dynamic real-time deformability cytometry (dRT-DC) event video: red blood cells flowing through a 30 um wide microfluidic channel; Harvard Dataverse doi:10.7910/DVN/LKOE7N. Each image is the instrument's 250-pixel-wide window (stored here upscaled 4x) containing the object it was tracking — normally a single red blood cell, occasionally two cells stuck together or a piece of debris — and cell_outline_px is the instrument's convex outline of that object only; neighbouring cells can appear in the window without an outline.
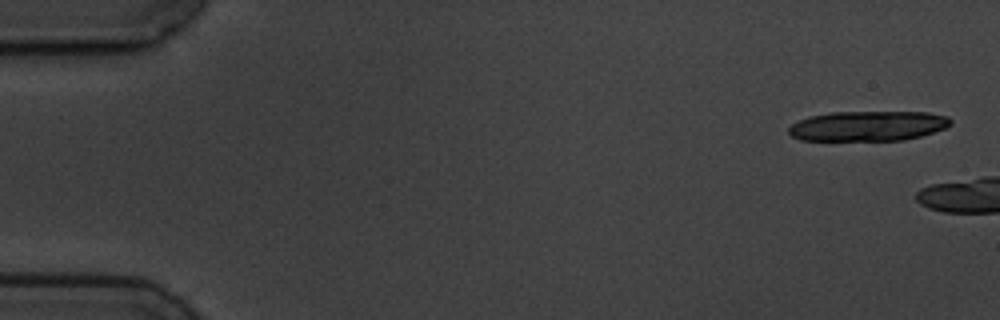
{"species": "common noctule bat (a hibernating species)", "species_latin": "Nyctalus noctula", "temperature_condition": "cold", "stored_images_in_passage": 3, "camera_frame_rate_fps": 3000, "um_per_image_px": 0.085, "animal": {"sex": "male", "body_mass_g": 19.5, "forearm_length_mm": 54.6}, "frame": {"image": 1, "passage_image": 1, "time_ms": 0.0, "image_size_px": [1000, 320], "cell_outline_px": [[952, 124], [944, 128], [920, 136], [904, 140], [800, 140], [792, 136], [788, 132], [788, 128], [792, 124], [808, 116], [832, 112], [928, 112], [948, 116], [952, 120]], "centroid_in_image_um": [73.78, 10.7], "position_along_channel_um": 11.2, "area_um2": 28.32}}